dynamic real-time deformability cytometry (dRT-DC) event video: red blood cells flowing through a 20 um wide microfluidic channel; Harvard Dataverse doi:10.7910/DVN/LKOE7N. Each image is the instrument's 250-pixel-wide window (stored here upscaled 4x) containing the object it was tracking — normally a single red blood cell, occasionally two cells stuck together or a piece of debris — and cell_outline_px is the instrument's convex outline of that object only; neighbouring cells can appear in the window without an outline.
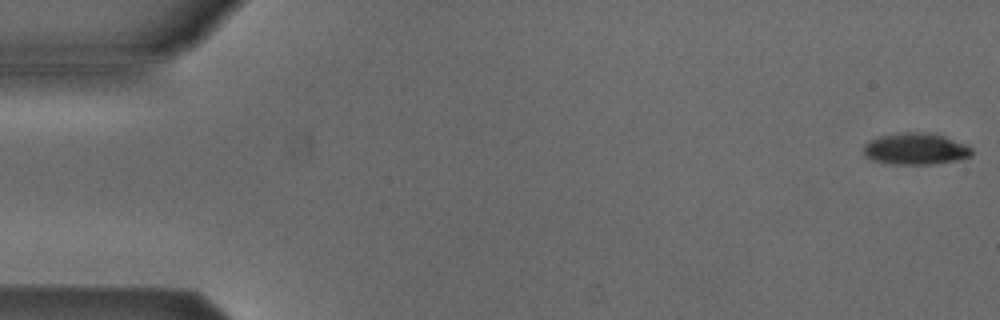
{"species": "Egyptian fruit bat (a non-hibernating species)", "species_latin": "Rousettus aegyptiacus", "temperature_condition": "cold", "stored_images_in_passage": 8, "camera_frame_rate_fps": 3000, "um_per_image_px": 0.085, "animal": {"sex": "male"}, "frame": {"image": 1, "passage_image": 1, "time_ms": 0.0, "image_size_px": [1000, 320], "cell_outline_px": [[972, 156], [956, 160], [928, 164], [892, 164], [872, 160], [864, 156], [864, 144], [880, 136], [900, 132], [936, 132], [964, 144], [972, 148]], "centroid_in_image_um": [77.83, 12.64], "position_along_channel_um": 7.2, "area_um2": 20.0}}